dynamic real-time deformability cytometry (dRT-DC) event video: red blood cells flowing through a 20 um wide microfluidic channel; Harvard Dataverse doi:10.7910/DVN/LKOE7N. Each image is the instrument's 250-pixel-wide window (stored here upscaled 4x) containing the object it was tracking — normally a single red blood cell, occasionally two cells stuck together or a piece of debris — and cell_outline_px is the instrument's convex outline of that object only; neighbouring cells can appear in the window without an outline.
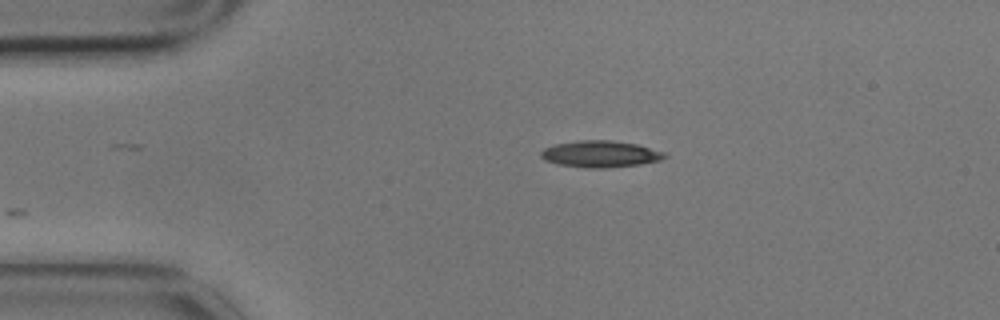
{"species": "common noctule bat (a hibernating species)", "species_latin": "Nyctalus noctula", "temperature_condition": "cold", "stored_images_in_passage": 2, "camera_frame_rate_fps": 3000, "um_per_image_px": 0.085, "animal": {"sex": "male", "body_mass_g": 17.9}, "frame": {"image": 1, "passage_image": 2, "time_ms": 0.333, "image_size_px": [1000, 320], "cell_outline_px": [[668, 156], [660, 160], [640, 164], [604, 168], [588, 168], [556, 164], [544, 160], [540, 156], [540, 152], [544, 148], [556, 144], [576, 140], [612, 140], [636, 144], [668, 152]], "centroid_in_image_um": [51.04, 13.09], "position_along_channel_um": 34.0, "area_um2": 19.36}}